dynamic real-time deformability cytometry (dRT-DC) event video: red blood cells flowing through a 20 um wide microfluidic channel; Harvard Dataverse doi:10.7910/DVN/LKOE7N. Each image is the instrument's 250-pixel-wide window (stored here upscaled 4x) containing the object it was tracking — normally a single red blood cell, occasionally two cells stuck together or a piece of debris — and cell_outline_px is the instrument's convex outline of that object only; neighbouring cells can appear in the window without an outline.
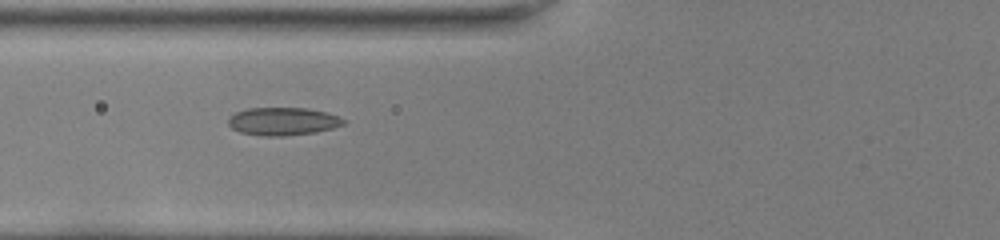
{"species": "common noctule bat (a hibernating species)", "species_latin": "Nyctalus noctula", "temperature_condition": "room temperature", "stored_images_in_passage": 32, "camera_frame_rate_fps": 3000, "um_per_image_px": 0.085, "animal": {"sex": "female", "body_mass_g": 22.0, "forearm_length_mm": 56.7}, "frame": {"image": 1, "passage_image": 3, "time_ms": 0.667, "image_size_px": [1000, 240], "cell_outline_px": [[344, 124], [332, 128], [316, 132], [284, 136], [264, 136], [240, 132], [232, 128], [228, 124], [228, 116], [236, 112], [248, 108], [308, 108], [324, 112], [336, 116], [344, 120]], "centroid_in_image_um": [23.99, 10.31], "position_along_channel_um": 101.8, "area_um2": 18.61}}
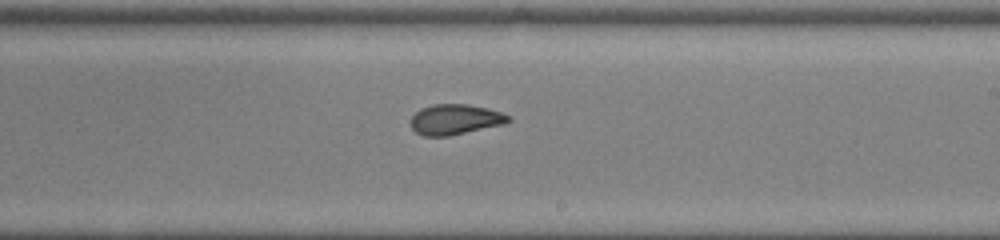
{"frame": {"image": 2, "passage_image": 14, "time_ms": 4.333, "image_size_px": [1000, 240], "cell_outline_px": [[512, 120], [504, 124], [448, 136], [424, 136], [416, 132], [412, 128], [412, 116], [420, 108], [432, 104], [468, 104], [488, 108], [512, 116]], "centroid_in_image_um": [38.71, 10.14], "position_along_channel_um": 250.3, "area_um2": 17.28}}
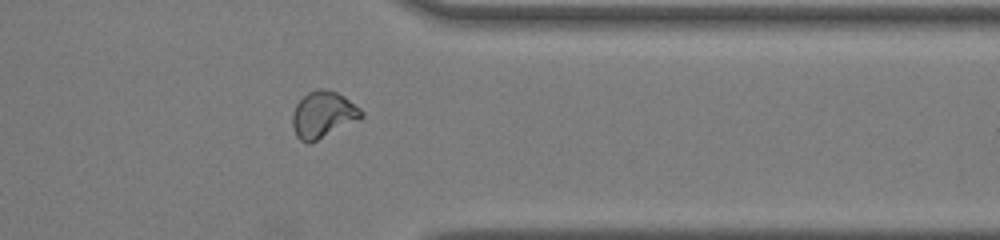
{"frame": {"image": 3, "passage_image": 24, "time_ms": 7.667, "image_size_px": [1000, 240], "cell_outline_px": [[364, 116], [360, 120], [312, 144], [308, 144], [300, 140], [296, 136], [292, 128], [292, 116], [296, 104], [308, 92], [316, 88], [324, 88], [336, 92], [344, 96], [360, 108], [364, 112]], "centroid_in_image_um": [27.47, 9.78], "position_along_channel_um": 383.9, "area_um2": 19.19}, "authors_computed_cell_mechanics": {"area_um2": 17.9469, "velocity_mm_per_s": 4.0653, "shape_relaxation_time_tau1_ms": 7.4683, "shape_relaxation_time_tau2_ms": 1.1882, "deformation_change_tau1": 0.1731, "deformation_change_tau2": 0.061}}